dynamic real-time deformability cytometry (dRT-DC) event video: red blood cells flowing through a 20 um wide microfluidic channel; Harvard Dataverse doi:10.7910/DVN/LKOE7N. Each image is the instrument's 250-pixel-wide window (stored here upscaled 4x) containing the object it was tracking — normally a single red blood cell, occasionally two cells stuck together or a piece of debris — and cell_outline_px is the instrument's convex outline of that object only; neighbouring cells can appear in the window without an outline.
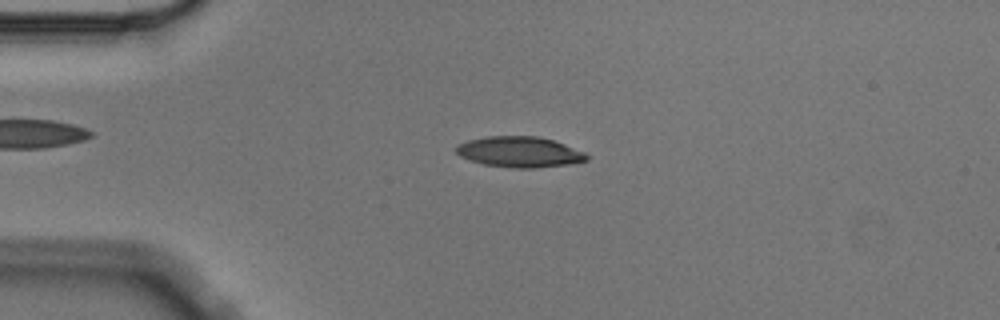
{"species": "Egyptian fruit bat (a non-hibernating species)", "species_latin": "Rousettus aegyptiacus", "temperature_condition": "cold", "stored_images_in_passage": 3, "camera_frame_rate_fps": 3000, "um_per_image_px": 0.085, "animal": {"sex": "male"}, "frame": {"image": 1, "passage_image": 2, "time_ms": 0.333, "image_size_px": [1000, 320], "cell_outline_px": [[588, 160], [572, 164], [536, 168], [512, 168], [484, 164], [460, 156], [456, 152], [456, 144], [468, 140], [484, 136], [536, 136], [552, 140], [564, 144], [584, 152], [588, 156]], "centroid_in_image_um": [44.16, 12.91], "position_along_channel_um": 40.8, "area_um2": 23.35}}